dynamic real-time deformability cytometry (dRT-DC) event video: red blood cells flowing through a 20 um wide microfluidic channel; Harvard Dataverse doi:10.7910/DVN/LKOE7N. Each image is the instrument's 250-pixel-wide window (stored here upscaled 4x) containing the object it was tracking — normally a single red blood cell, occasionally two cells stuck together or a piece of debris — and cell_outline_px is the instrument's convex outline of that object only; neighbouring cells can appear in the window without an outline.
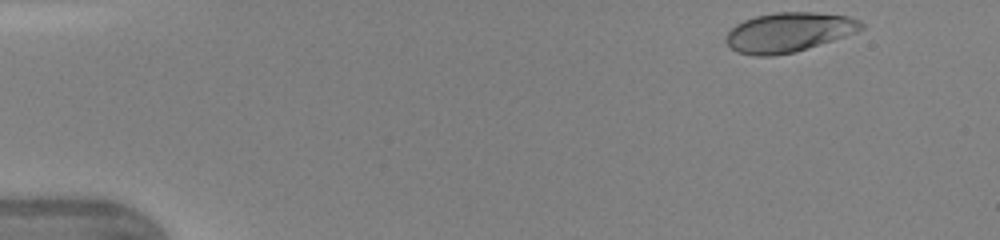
{"species": "human", "species_latin": "Homo sapiens", "temperature_condition": "warm", "stored_images_in_passage": 44, "camera_frame_rate_fps": 3000, "um_per_image_px": 0.085, "donor": {"sex": "female"}, "frame": {"image": 1, "passage_image": 2, "time_ms": 0.333, "image_size_px": [1000, 240], "cell_outline_px": [[864, 28], [856, 32], [796, 52], [772, 56], [756, 56], [736, 52], [724, 40], [728, 32], [736, 24], [744, 20], [756, 16], [776, 12], [816, 12], [848, 16], [860, 20], [864, 24]], "centroid_in_image_um": [67.04, 2.74], "position_along_channel_um": 18.0, "area_um2": 31.15}}
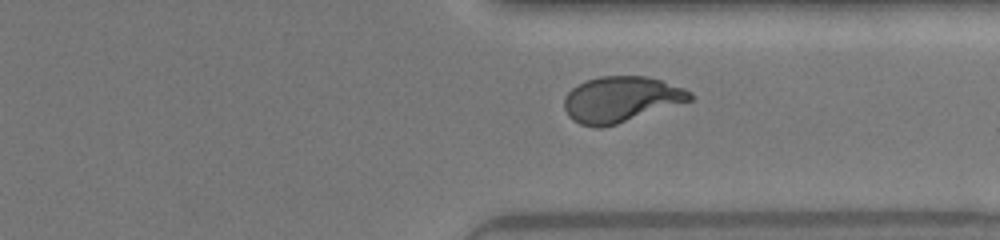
{"frame": {"image": 2, "passage_image": 33, "time_ms": 10.667, "image_size_px": [1000, 240], "cell_outline_px": [[692, 100], [616, 124], [600, 128], [596, 128], [580, 124], [572, 120], [568, 116], [564, 108], [564, 96], [572, 88], [588, 80], [600, 76], [648, 76], [684, 88], [692, 92]], "centroid_in_image_um": [52.76, 8.45], "position_along_channel_um": 358.6, "area_um2": 33.35}}
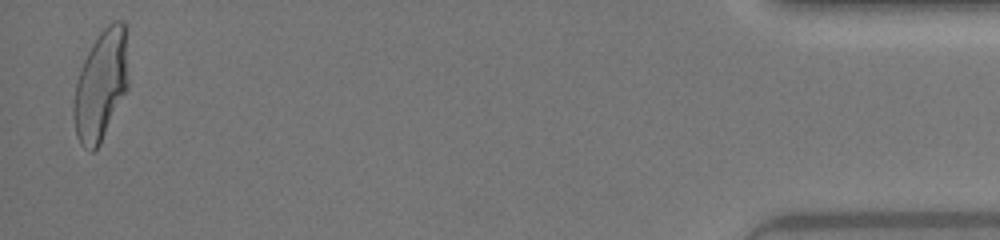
{"frame": {"image": 3, "passage_image": 43, "time_ms": 14.0, "image_size_px": [1000, 240], "cell_outline_px": [[128, 88], [100, 144], [92, 152], [84, 148], [80, 144], [76, 136], [72, 112], [72, 108], [76, 84], [84, 60], [92, 44], [100, 32], [108, 24], [116, 20], [124, 20], [128, 80]], "centroid_in_image_um": [8.56, 7.28], "position_along_channel_um": 426.6, "area_um2": 34.91}, "authors_computed_cell_mechanics": {"area_um2": 33.1483, "velocity_mm_per_s": 4.3793, "shape_relaxation_time_tau1_ms": 3.1244, "shape_relaxation_time_tau2_ms": null, "deformation_change_tau1": 0.1806, "deformation_change_tau2": null}}